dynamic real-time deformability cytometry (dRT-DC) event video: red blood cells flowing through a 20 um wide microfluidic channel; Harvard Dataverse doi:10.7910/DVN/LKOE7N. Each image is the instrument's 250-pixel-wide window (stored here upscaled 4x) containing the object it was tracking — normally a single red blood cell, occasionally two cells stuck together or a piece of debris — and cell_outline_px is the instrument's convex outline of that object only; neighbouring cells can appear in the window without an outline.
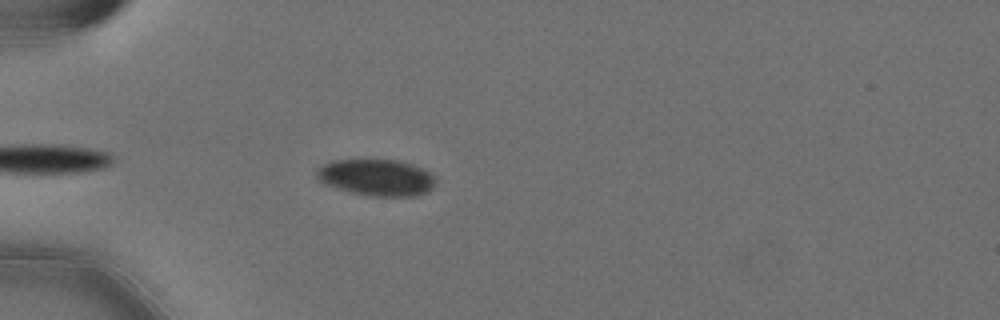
{"species": "Egyptian fruit bat (a non-hibernating species)", "species_latin": "Rousettus aegyptiacus", "temperature_condition": "cold", "stored_images_in_passage": 42, "camera_frame_rate_fps": 3000, "um_per_image_px": 0.085, "animal": {"sex": "female"}, "frame": {"image": 1, "passage_image": 5, "time_ms": 1.333, "image_size_px": [1000, 320], "cell_outline_px": [[436, 180], [432, 188], [428, 192], [412, 196], [368, 196], [348, 192], [324, 184], [316, 176], [316, 168], [332, 160], [400, 160], [424, 168]], "centroid_in_image_um": [31.98, 15.09], "position_along_channel_um": 53.0, "area_um2": 25.49}}
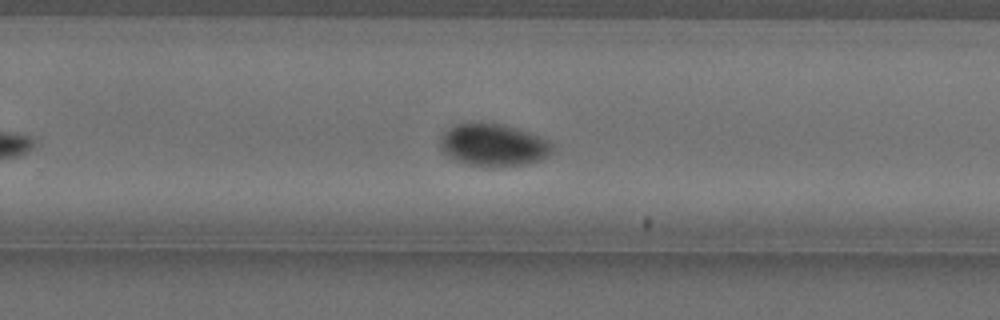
{"frame": {"image": 2, "passage_image": 26, "time_ms": 8.333, "image_size_px": [1000, 320], "cell_outline_px": [[556, 148], [548, 156], [540, 160], [528, 164], [496, 168], [488, 168], [468, 164], [444, 156], [440, 148], [440, 136], [444, 132], [456, 124], [476, 120], [480, 120], [504, 124], [540, 136], [548, 140]], "centroid_in_image_um": [41.92, 12.32], "position_along_channel_um": 287.9, "area_um2": 28.84}}
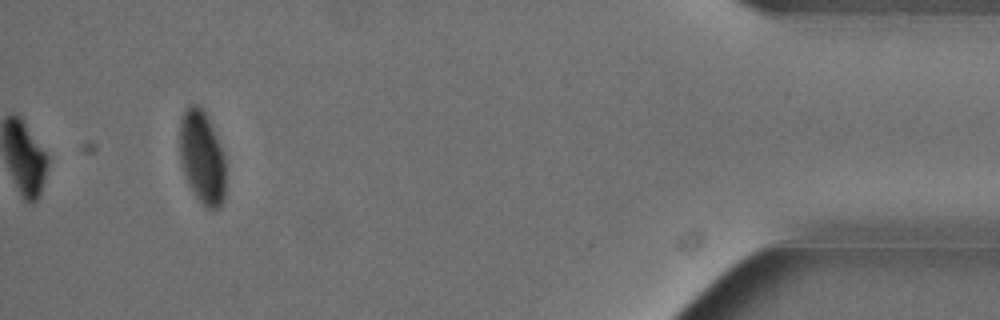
{"frame": {"image": 3, "passage_image": 42, "time_ms": 13.667, "image_size_px": [1000, 320], "cell_outline_px": [[224, 200], [220, 208], [204, 208], [188, 184], [180, 160], [180, 120], [184, 108], [192, 104], [196, 104], [204, 112], [224, 152]], "centroid_in_image_um": [17.16, 13.39], "position_along_channel_um": 418.0, "area_um2": 24.8}, "authors_computed_cell_mechanics": {"area_um2": 27.1371, "velocity_mm_per_s": 3.5661, "shape_relaxation_time_tau1_ms": 6.3465, "shape_relaxation_time_tau2_ms": null, "deformation_change_tau1": 0.1037, "deformation_change_tau2": null}}